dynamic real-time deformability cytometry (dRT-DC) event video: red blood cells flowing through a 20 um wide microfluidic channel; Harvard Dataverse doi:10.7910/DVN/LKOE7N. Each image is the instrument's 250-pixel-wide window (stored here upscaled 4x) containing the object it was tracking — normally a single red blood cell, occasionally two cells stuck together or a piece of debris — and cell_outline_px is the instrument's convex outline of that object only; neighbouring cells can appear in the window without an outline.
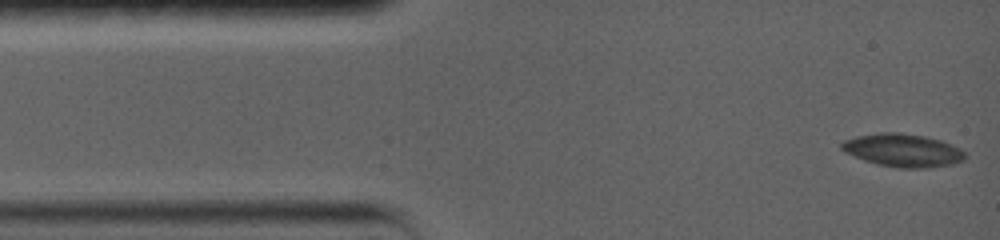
{"species": "common noctule bat (a hibernating species)", "species_latin": "Nyctalus noctula", "temperature_condition": "warm", "stored_images_in_passage": 44, "camera_frame_rate_fps": 5000, "um_per_image_px": 0.085, "animal": {"sex": "female", "body_mass_g": 19.0, "forearm_length_mm": 56.7}, "frame": {"image": 1, "passage_image": 1, "time_ms": 0.0, "image_size_px": [1000, 240], "cell_outline_px": [[964, 160], [952, 164], [924, 168], [900, 168], [876, 164], [864, 160], [844, 152], [840, 148], [840, 144], [844, 140], [856, 136], [880, 132], [900, 132], [924, 136], [940, 140], [960, 148], [964, 152]], "centroid_in_image_um": [76.7, 12.77], "position_along_channel_um": 8.3, "area_um2": 23.76}}
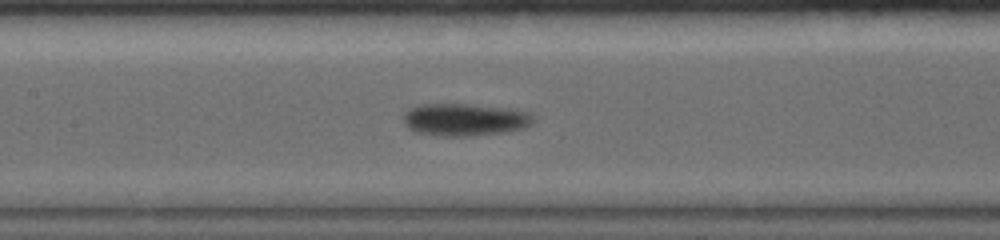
{"frame": {"image": 2, "passage_image": 19, "time_ms": 6.6, "image_size_px": [1000, 240], "cell_outline_px": [[536, 120], [532, 124], [524, 128], [504, 132], [472, 136], [444, 136], [412, 132], [404, 124], [400, 116], [408, 108], [416, 104], [468, 104], [512, 108], [528, 112]], "centroid_in_image_um": [39.45, 10.16], "position_along_channel_um": 168.0, "area_um2": 25.14}}
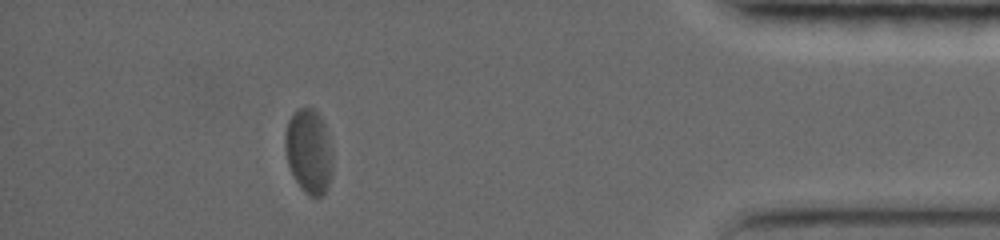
{"frame": {"image": 3, "passage_image": 38, "time_ms": 14.8, "image_size_px": [1000, 240], "cell_outline_px": [[332, 172], [328, 188], [320, 196], [312, 196], [304, 192], [296, 180], [288, 164], [284, 148], [284, 136], [288, 120], [300, 108], [312, 108], [320, 116], [324, 124], [332, 148]], "centroid_in_image_um": [26.25, 12.87], "position_along_channel_um": 408.9, "area_um2": 23.29}, "authors_computed_cell_mechanics": {"area_um2": 23.12, "velocity_mm_per_s": 3.5434, "shape_relaxation_time_tau1_ms": 4.5419, "shape_relaxation_time_tau2_ms": null, "deformation_change_tau1": 0.1619, "deformation_change_tau2": null}}